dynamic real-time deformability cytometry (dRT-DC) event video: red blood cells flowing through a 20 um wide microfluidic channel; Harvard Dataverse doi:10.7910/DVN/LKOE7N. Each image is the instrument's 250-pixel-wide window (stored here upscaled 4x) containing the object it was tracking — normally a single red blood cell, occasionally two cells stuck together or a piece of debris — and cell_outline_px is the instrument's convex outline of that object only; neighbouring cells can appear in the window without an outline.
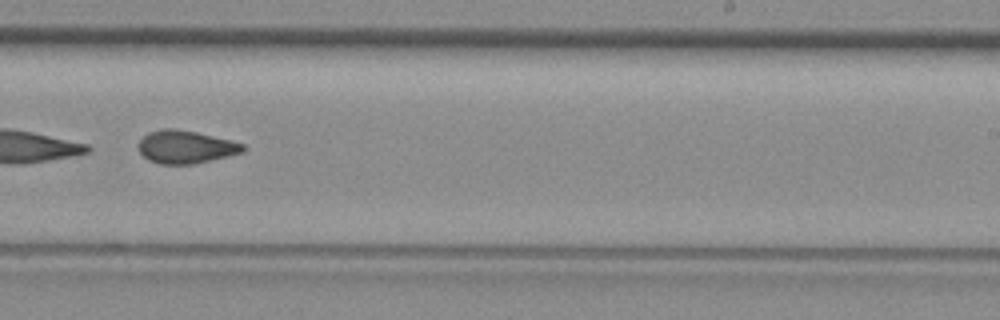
{"species": "common noctule bat (a hibernating species)", "species_latin": "Nyctalus noctula", "temperature_condition": "room temperature", "stored_images_in_passage": 37, "camera_frame_rate_fps": 3000, "um_per_image_px": 0.085, "animal": {"sex": "female", "body_mass_g": 29.2, "forearm_length_mm": 56.3}, "frame": {"image": 1, "passage_image": 22, "time_ms": 7.0, "image_size_px": [1000, 320], "cell_outline_px": [[244, 148], [240, 152], [192, 164], [160, 164], [148, 160], [140, 152], [140, 140], [148, 132], [164, 128], [172, 128], [196, 132], [244, 144]], "centroid_in_image_um": [15.71, 12.48], "position_along_channel_um": 273.3, "area_um2": 19.42}}
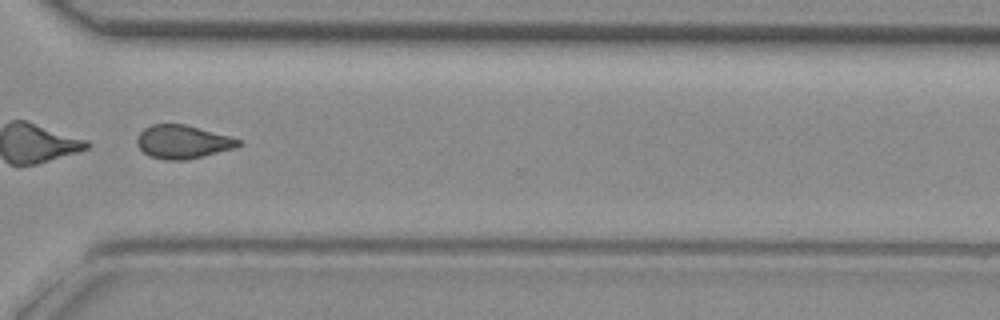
{"frame": {"image": 2, "passage_image": 27, "time_ms": 8.667, "image_size_px": [1000, 320], "cell_outline_px": [[240, 144], [236, 148], [184, 160], [168, 160], [148, 156], [136, 144], [136, 136], [144, 128], [152, 124], [184, 124], [232, 136], [240, 140]], "centroid_in_image_um": [15.51, 12.05], "position_along_channel_um": 355.1, "area_um2": 19.77}}